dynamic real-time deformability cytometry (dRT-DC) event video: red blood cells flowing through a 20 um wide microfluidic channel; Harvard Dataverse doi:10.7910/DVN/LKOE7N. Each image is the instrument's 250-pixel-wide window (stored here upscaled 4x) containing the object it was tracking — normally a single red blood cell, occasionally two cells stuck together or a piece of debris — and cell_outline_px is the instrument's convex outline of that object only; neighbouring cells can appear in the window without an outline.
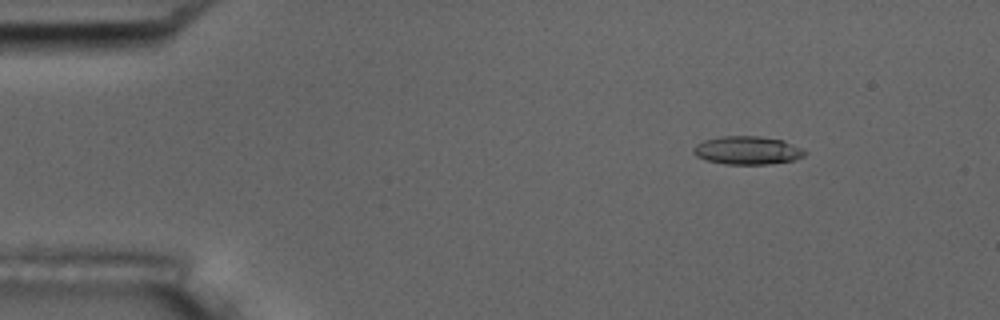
{"species": "common noctule bat (a hibernating species)", "species_latin": "Nyctalus noctula", "temperature_condition": "room temperature", "stored_images_in_passage": 5, "camera_frame_rate_fps": 3000, "um_per_image_px": 0.085, "animal": {"sex": "male", "body_mass_g": 17.5, "forearm_length_mm": 52.3}, "frame": {"image": 1, "passage_image": 1, "time_ms": 0.0, "image_size_px": [1000, 320], "cell_outline_px": [[808, 152], [804, 156], [796, 160], [768, 164], [724, 164], [708, 160], [696, 156], [692, 152], [692, 148], [696, 144], [704, 140], [724, 136], [760, 136], [784, 140]], "centroid_in_image_um": [63.54, 12.78], "position_along_channel_um": 21.5, "area_um2": 18.38}}
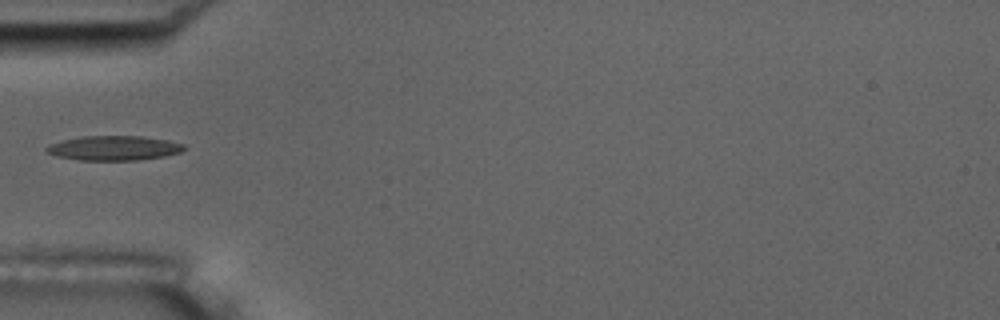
{"frame": {"image": 2, "passage_image": 4, "time_ms": 3.667, "image_size_px": [1000, 320], "cell_outline_px": [[184, 148], [180, 152], [164, 156], [136, 160], [80, 160], [56, 156], [44, 152], [44, 148], [48, 144], [80, 136], [140, 136], [168, 140], [184, 144]], "centroid_in_image_um": [9.62, 12.58], "position_along_channel_um": 75.4, "area_um2": 19.71}}